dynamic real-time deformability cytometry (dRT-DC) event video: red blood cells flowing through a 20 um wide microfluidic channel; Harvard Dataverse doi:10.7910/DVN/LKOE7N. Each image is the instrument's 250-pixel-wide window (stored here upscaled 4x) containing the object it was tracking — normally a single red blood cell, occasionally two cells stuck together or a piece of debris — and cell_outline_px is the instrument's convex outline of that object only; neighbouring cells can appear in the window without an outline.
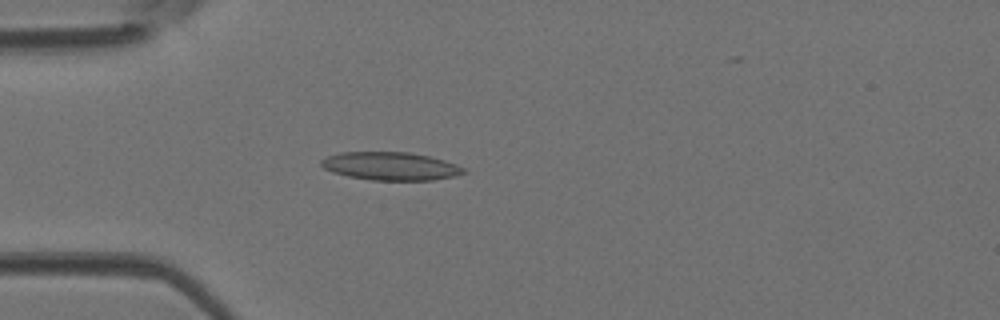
{"species": "Egyptian fruit bat (a non-hibernating species)", "species_latin": "Rousettus aegyptiacus", "temperature_condition": "room temperature", "stored_images_in_passage": 29, "camera_frame_rate_fps": 3000, "um_per_image_px": 0.085, "animal": {"sex": "female"}, "frame": {"image": 1, "passage_image": 2, "time_ms": 0.333, "image_size_px": [1000, 320], "cell_outline_px": [[468, 172], [456, 176], [432, 180], [368, 180], [348, 176], [332, 172], [324, 168], [320, 164], [320, 160], [328, 156], [340, 152], [408, 152], [428, 156], [444, 160], [456, 164], [464, 168]], "centroid_in_image_um": [33.2, 14.12], "position_along_channel_um": 51.8, "area_um2": 23.41}}
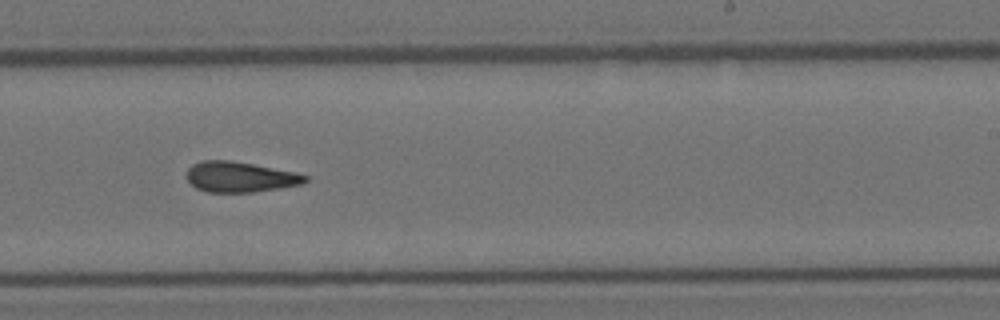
{"frame": {"image": 2, "passage_image": 17, "time_ms": 5.333, "image_size_px": [1000, 320], "cell_outline_px": [[308, 180], [300, 184], [280, 188], [252, 192], [208, 192], [196, 188], [188, 180], [188, 168], [192, 164], [204, 160], [228, 160], [252, 164], [296, 172], [308, 176]], "centroid_in_image_um": [20.4, 15.04], "position_along_channel_um": 268.6, "area_um2": 20.81}}
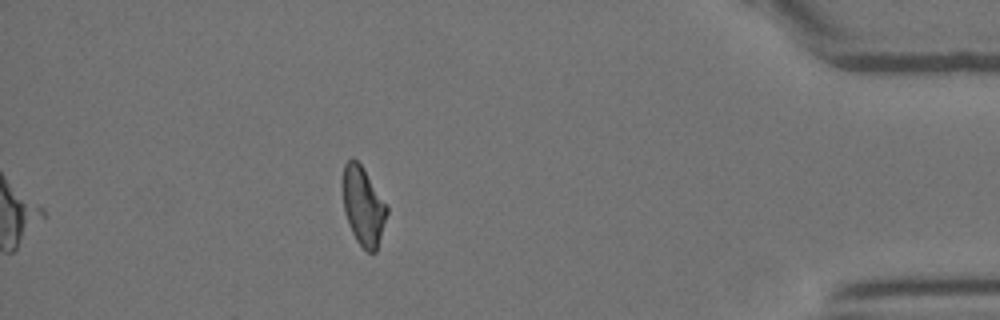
{"frame": {"image": 3, "passage_image": 29, "time_ms": 9.333, "image_size_px": [1000, 320], "cell_outline_px": [[388, 212], [376, 252], [368, 252], [356, 240], [348, 224], [344, 212], [340, 180], [344, 164], [352, 156], [360, 164], [388, 208]], "centroid_in_image_um": [30.81, 17.49], "position_along_channel_um": 404.4, "area_um2": 20.29}}